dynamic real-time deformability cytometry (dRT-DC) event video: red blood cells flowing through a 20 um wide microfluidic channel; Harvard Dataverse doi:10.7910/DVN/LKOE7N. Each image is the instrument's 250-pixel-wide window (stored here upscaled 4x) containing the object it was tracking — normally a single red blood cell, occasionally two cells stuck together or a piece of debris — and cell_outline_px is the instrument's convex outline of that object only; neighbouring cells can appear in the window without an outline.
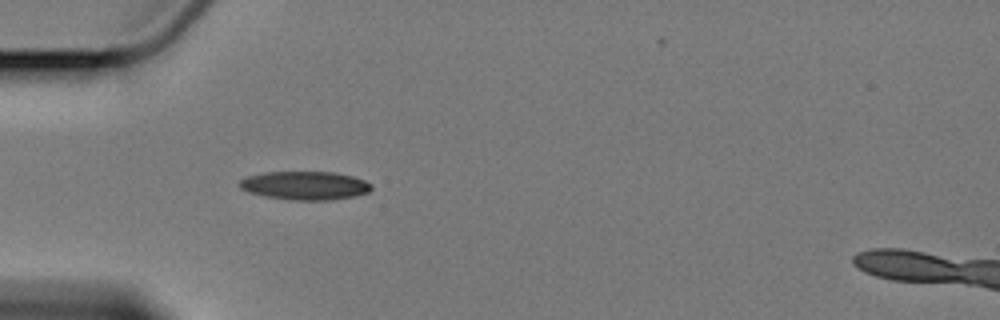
{"species": "Egyptian fruit bat (a non-hibernating species)", "species_latin": "Rousettus aegyptiacus", "temperature_condition": "cold", "stored_images_in_passage": 6, "camera_frame_rate_fps": 3000, "um_per_image_px": 0.085, "animal": {"sex": "female"}, "frame": {"image": 1, "passage_image": 5, "time_ms": 4.667, "image_size_px": [1000, 320], "cell_outline_px": [[372, 188], [368, 192], [356, 196], [328, 200], [296, 200], [264, 196], [248, 192], [240, 188], [240, 180], [248, 176], [264, 172], [336, 172], [352, 176], [364, 180], [372, 184]], "centroid_in_image_um": [25.94, 15.77], "position_along_channel_um": 59.1, "area_um2": 21.85}}